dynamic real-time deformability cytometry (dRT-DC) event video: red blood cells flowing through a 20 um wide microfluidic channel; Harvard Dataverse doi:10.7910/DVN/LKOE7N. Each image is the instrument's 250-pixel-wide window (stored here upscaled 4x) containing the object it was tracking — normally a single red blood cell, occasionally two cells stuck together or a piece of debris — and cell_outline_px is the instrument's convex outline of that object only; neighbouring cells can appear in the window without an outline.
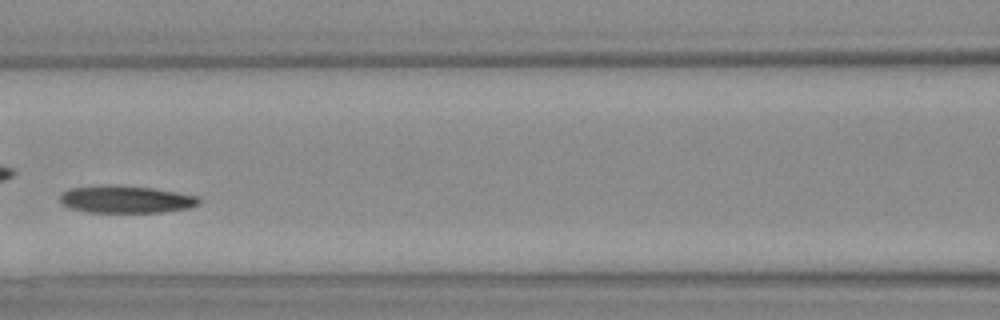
{"species": "Egyptian fruit bat (a non-hibernating species)", "species_latin": "Rousettus aegyptiacus", "temperature_condition": "warm", "stored_images_in_passage": 31, "camera_frame_rate_fps": 3000, "um_per_image_px": 0.085, "animal": {"sex": "female"}, "frame": {"image": 1, "passage_image": 10, "time_ms": 3.0, "image_size_px": [1000, 320], "cell_outline_px": [[200, 204], [188, 208], [164, 212], [88, 212], [68, 208], [60, 204], [60, 196], [68, 188], [152, 188], [200, 196]], "centroid_in_image_um": [10.76, 17.0], "position_along_channel_um": 155.8, "area_um2": 21.15}}